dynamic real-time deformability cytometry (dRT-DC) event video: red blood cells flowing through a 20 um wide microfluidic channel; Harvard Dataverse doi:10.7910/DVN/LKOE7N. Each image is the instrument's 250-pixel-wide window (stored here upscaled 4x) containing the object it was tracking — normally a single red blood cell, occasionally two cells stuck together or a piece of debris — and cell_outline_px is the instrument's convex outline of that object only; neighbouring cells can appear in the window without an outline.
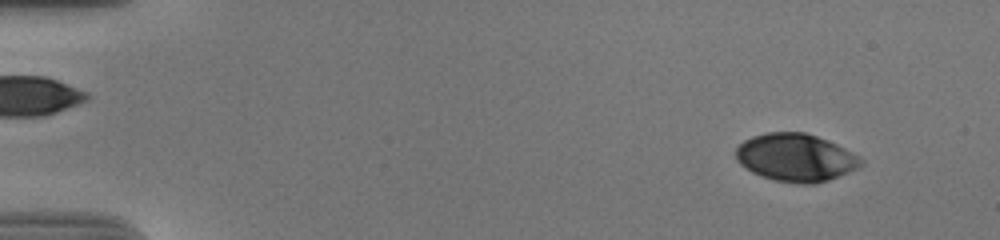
{"species": "human", "species_latin": "Homo sapiens", "temperature_condition": "cold", "stored_images_in_passage": 56, "camera_frame_rate_fps": 3000, "um_per_image_px": 0.085, "donor": {"sex": "male"}, "frame": {"image": 1, "passage_image": 5, "time_ms": 1.333, "image_size_px": [1000, 240], "cell_outline_px": [[864, 164], [856, 168], [828, 180], [816, 184], [800, 184], [772, 180], [760, 176], [752, 172], [740, 164], [736, 160], [736, 148], [744, 140], [752, 136], [764, 132], [804, 132], [828, 140], [860, 156], [864, 160]], "centroid_in_image_um": [67.62, 13.39], "position_along_channel_um": 17.4, "area_um2": 34.97}}
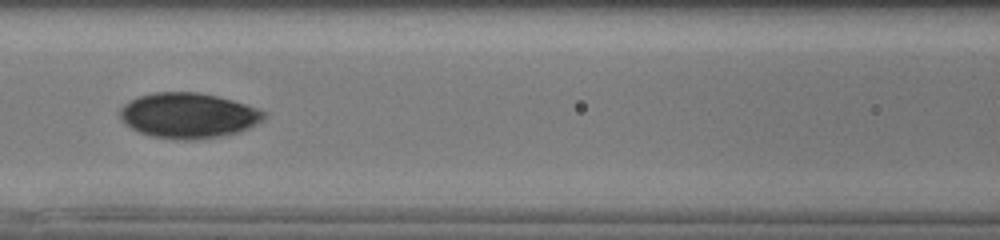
{"frame": {"image": 2, "passage_image": 26, "time_ms": 8.333, "image_size_px": [1000, 240], "cell_outline_px": [[264, 120], [248, 128], [236, 132], [220, 136], [192, 140], [184, 140], [152, 136], [140, 132], [124, 124], [120, 116], [120, 108], [124, 104], [140, 96], [152, 92], [196, 92], [216, 96], [232, 100], [256, 108], [264, 112]], "centroid_in_image_um": [15.98, 9.81], "position_along_channel_um": 150.6, "area_um2": 37.57}}
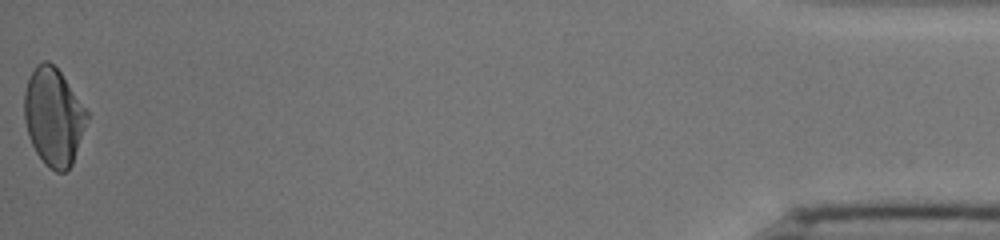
{"frame": {"image": 3, "passage_image": 56, "time_ms": 18.333, "image_size_px": [1000, 240], "cell_outline_px": [[88, 116], [72, 164], [64, 172], [56, 172], [44, 164], [36, 152], [28, 136], [24, 120], [24, 92], [28, 80], [36, 64], [44, 60], [48, 60], [60, 72], [88, 112]], "centroid_in_image_um": [4.52, 9.93], "position_along_channel_um": 430.7, "area_um2": 35.26}, "authors_computed_cell_mechanics": {"area_um2": 35.6915, "velocity_mm_per_s": 3.692, "shape_relaxation_time_tau1_ms": 7.6124, "shape_relaxation_time_tau2_ms": 1.9373, "deformation_change_tau1": 0.2031, "deformation_change_tau2": 0.0453}}